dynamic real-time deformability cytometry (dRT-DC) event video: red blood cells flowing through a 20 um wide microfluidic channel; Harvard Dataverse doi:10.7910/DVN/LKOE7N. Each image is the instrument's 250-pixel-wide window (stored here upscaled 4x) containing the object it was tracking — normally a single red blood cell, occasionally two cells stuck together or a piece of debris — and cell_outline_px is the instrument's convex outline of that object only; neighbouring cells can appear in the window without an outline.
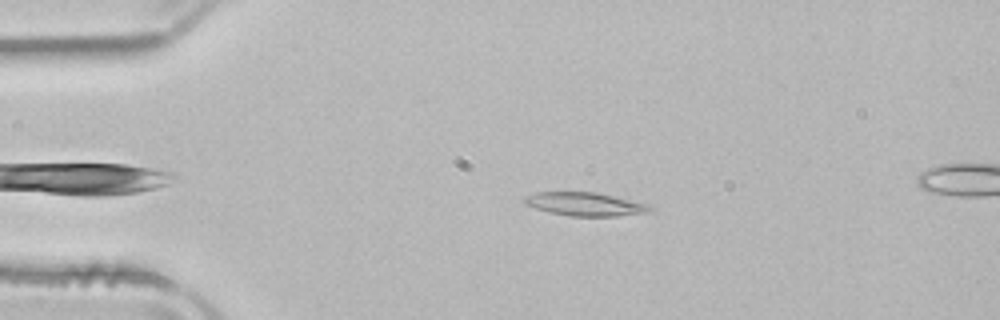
{"species": "common noctule bat (a hibernating species)", "species_latin": "Nyctalus noctula", "temperature_condition": "room temperature", "stored_images_in_passage": 52, "camera_frame_rate_fps": 3000, "um_per_image_px": 0.085, "animal": {"sex": "male", "body_mass_g": 21.5, "forearm_length_mm": 52.0}, "frame": {"image": 1, "passage_image": 10, "time_ms": 3.0, "image_size_px": [1000, 320], "cell_outline_px": [[656, 208], [652, 212], [616, 216], [572, 216], [548, 212], [524, 204], [524, 196], [536, 192], [596, 192], [652, 204]], "centroid_in_image_um": [49.82, 17.35], "position_along_channel_um": 35.2, "area_um2": 17.46}}
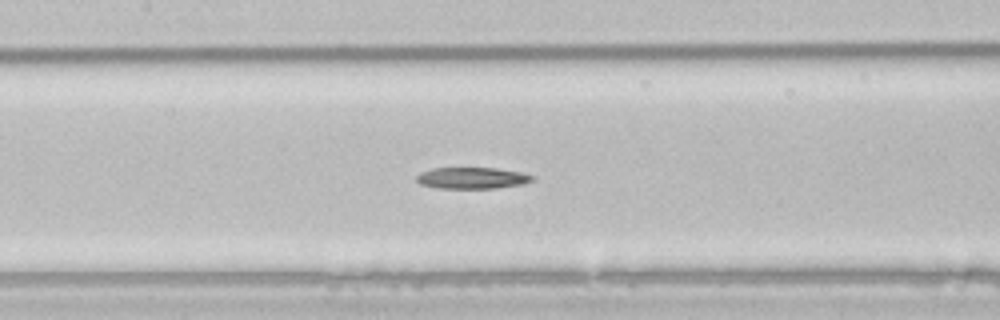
{"frame": {"image": 2, "passage_image": 23, "time_ms": 7.333, "image_size_px": [1000, 320], "cell_outline_px": [[536, 180], [520, 184], [496, 188], [440, 188], [420, 184], [416, 180], [416, 176], [420, 172], [432, 168], [496, 168], [520, 172], [536, 176]], "centroid_in_image_um": [40.14, 15.12], "position_along_channel_um": 167.3, "area_um2": 14.45}}
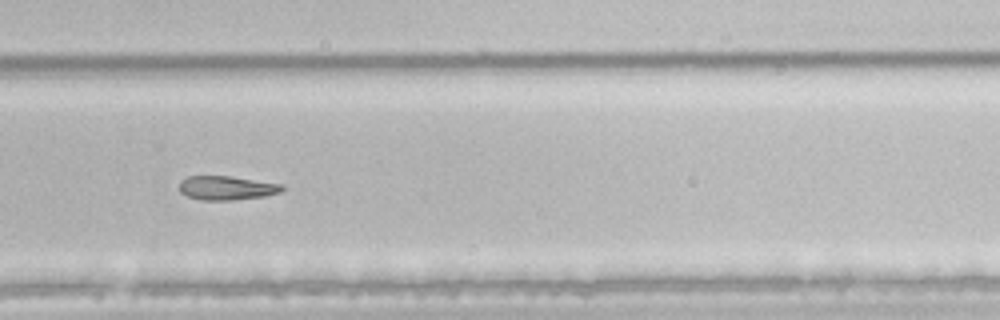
{"frame": {"image": 3, "passage_image": 34, "time_ms": 11.0, "image_size_px": [1000, 320], "cell_outline_px": [[284, 188], [280, 192], [264, 196], [232, 200], [200, 200], [188, 196], [180, 192], [180, 184], [188, 176], [228, 176], [284, 184]], "centroid_in_image_um": [19.29, 15.98], "position_along_channel_um": 310.5, "area_um2": 14.22}}